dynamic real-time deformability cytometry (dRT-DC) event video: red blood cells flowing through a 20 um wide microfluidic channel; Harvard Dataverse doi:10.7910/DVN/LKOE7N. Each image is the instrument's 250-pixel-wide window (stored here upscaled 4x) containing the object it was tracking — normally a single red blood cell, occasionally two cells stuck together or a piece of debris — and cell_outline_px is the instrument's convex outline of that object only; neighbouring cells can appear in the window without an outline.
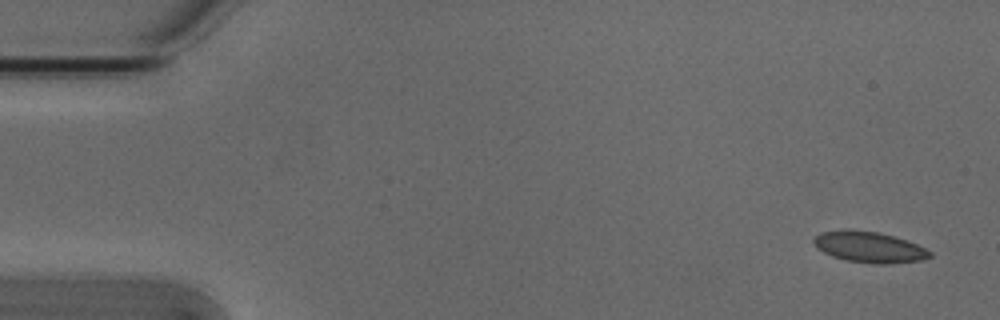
{"species": "Egyptian fruit bat (a non-hibernating species)", "species_latin": "Rousettus aegyptiacus", "temperature_condition": "cold", "stored_images_in_passage": 8, "camera_frame_rate_fps": 3000, "um_per_image_px": 0.085, "animal": {"sex": "male"}, "frame": {"image": 1, "passage_image": 1, "time_ms": 0.0, "image_size_px": [1000, 320], "cell_outline_px": [[932, 256], [924, 260], [888, 264], [872, 264], [848, 260], [832, 256], [816, 248], [812, 240], [820, 232], [876, 232], [908, 240], [932, 252]], "centroid_in_image_um": [73.95, 21.05], "position_along_channel_um": 11.1, "area_um2": 20.29}}
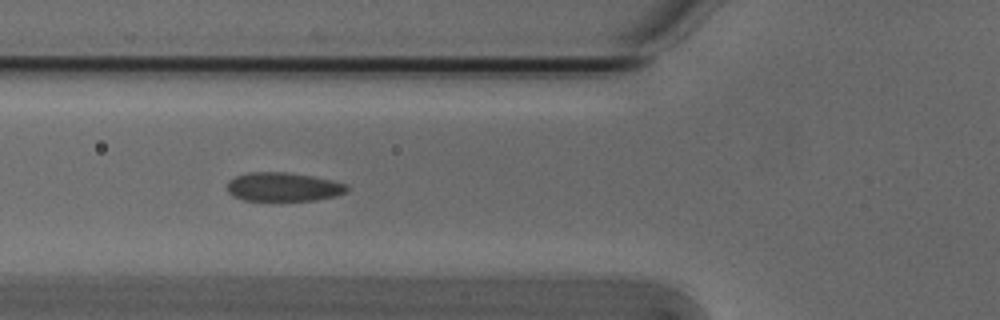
{"frame": {"image": 2, "passage_image": 6, "time_ms": 1.667, "image_size_px": [1000, 320], "cell_outline_px": [[348, 192], [336, 196], [316, 200], [240, 200], [232, 196], [228, 192], [228, 180], [236, 176], [248, 172], [284, 172], [312, 176], [332, 180], [348, 184]], "centroid_in_image_um": [24.09, 15.89], "position_along_channel_um": 101.7, "area_um2": 20.23}}
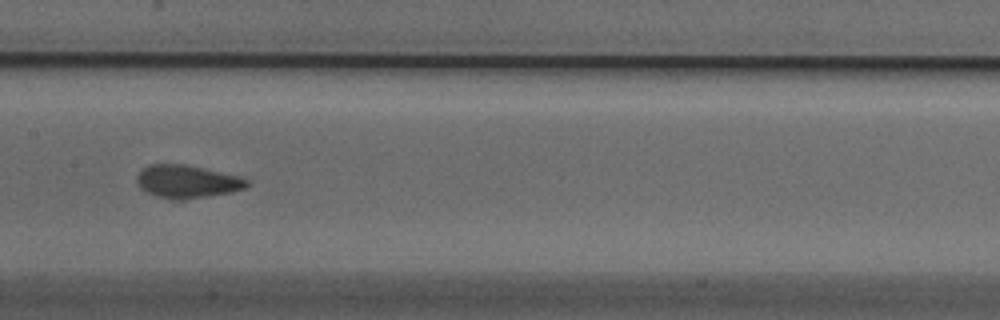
{"frame": {"image": 3, "passage_image": 8, "time_ms": 2.333, "image_size_px": [1000, 320], "cell_outline_px": [[252, 184], [248, 188], [232, 192], [204, 196], [172, 200], [156, 196], [140, 188], [136, 184], [136, 176], [148, 164], [184, 164], [204, 168], [240, 176], [248, 180]], "centroid_in_image_um": [15.93, 15.42], "position_along_channel_um": 191.5, "area_um2": 21.15}}